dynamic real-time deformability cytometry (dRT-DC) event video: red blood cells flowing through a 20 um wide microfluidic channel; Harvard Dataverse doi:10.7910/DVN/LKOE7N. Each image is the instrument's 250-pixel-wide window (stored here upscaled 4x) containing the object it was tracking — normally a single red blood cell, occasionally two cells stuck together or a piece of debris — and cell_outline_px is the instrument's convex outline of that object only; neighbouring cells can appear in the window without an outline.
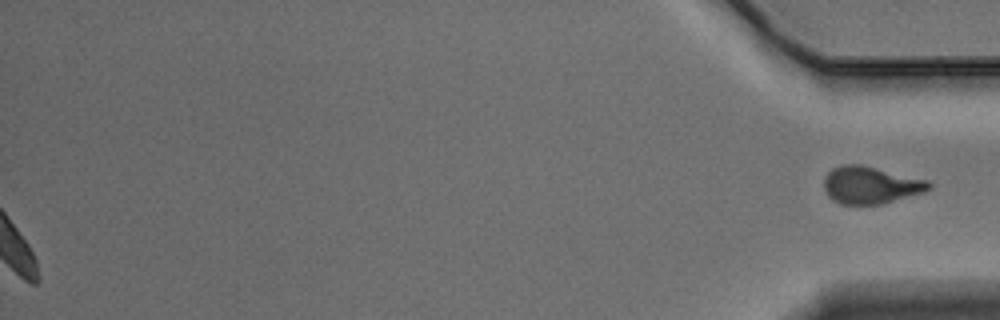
{"species": "Egyptian fruit bat (a non-hibernating species)", "species_latin": "Rousettus aegyptiacus", "temperature_condition": "warm", "stored_images_in_passage": 54, "segment_of_instrument_passage": [2, 2], "camera_frame_rate_fps": 3000, "um_per_image_px": 0.085, "animal": {"sex": "male"}, "frame": {"image": 1, "passage_image": 54, "time_ms": 17.667, "image_size_px": [1000, 320], "cell_outline_px": [[932, 188], [924, 192], [880, 204], [840, 204], [832, 200], [824, 192], [824, 176], [832, 168], [844, 164], [860, 164], [928, 180], [932, 184]], "centroid_in_image_um": [73.98, 15.73], "position_along_channel_um": 361.2, "area_um2": 22.83}}